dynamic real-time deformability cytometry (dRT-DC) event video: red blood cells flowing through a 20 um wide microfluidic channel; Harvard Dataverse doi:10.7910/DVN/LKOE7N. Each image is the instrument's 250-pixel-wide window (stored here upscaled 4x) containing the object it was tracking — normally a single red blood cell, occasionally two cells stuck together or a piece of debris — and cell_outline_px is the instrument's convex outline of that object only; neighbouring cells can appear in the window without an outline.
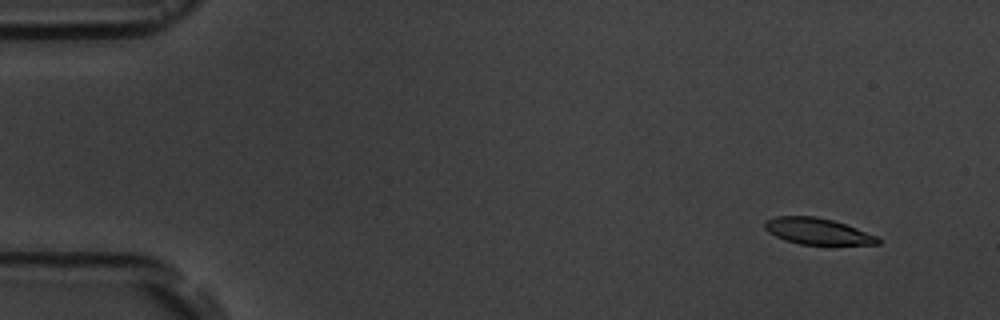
{"species": "common noctule bat (a hibernating species)", "species_latin": "Nyctalus noctula", "temperature_condition": "room temperature", "stored_images_in_passage": 6, "camera_frame_rate_fps": 3000, "um_per_image_px": 0.085, "animal": {"sex": "male", "body_mass_g": 19.5, "forearm_length_mm": 54.6}, "frame": {"image": 1, "passage_image": 2, "time_ms": 1.0, "image_size_px": [1000, 320], "cell_outline_px": [[880, 244], [828, 248], [800, 244], [784, 240], [768, 232], [764, 228], [764, 224], [768, 220], [776, 216], [816, 216], [832, 220], [880, 236]], "centroid_in_image_um": [69.6, 19.73], "position_along_channel_um": 15.4, "area_um2": 18.38}}
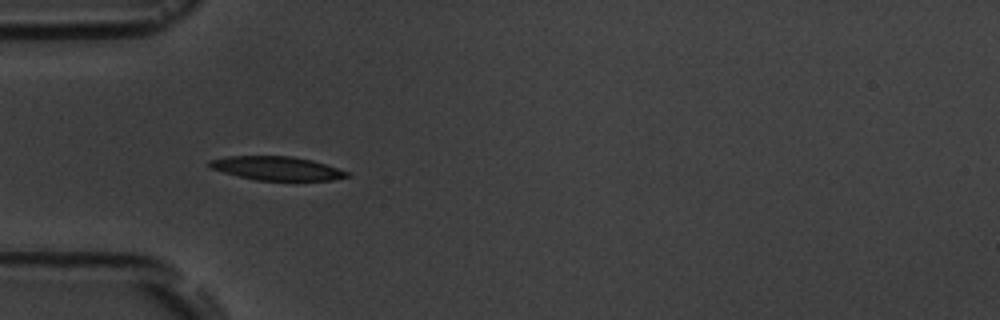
{"frame": {"image": 2, "passage_image": 5, "time_ms": 5.333, "image_size_px": [1000, 320], "cell_outline_px": [[352, 176], [332, 180], [256, 180], [208, 168], [208, 160], [228, 156], [292, 156], [312, 160], [348, 172]], "centroid_in_image_um": [23.5, 14.3], "position_along_channel_um": 61.5, "area_um2": 18.9}}
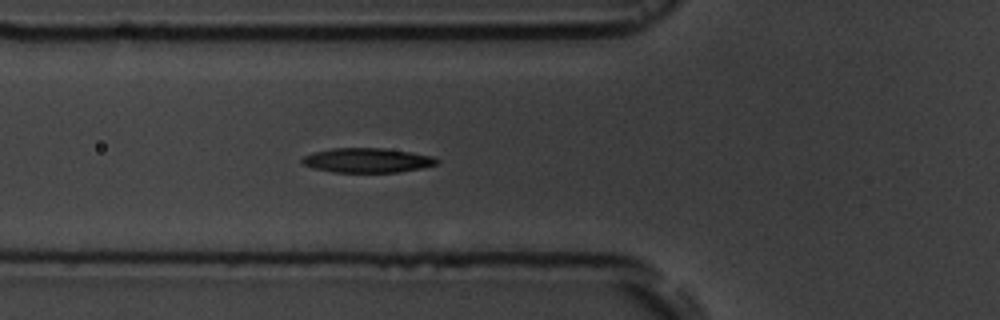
{"frame": {"image": 3, "passage_image": 6, "time_ms": 6.333, "image_size_px": [1000, 320], "cell_outline_px": [[440, 160], [436, 164], [420, 168], [400, 172], [332, 172], [312, 168], [304, 164], [300, 160], [304, 156], [312, 152], [332, 148], [384, 148], [412, 152], [432, 156]], "centroid_in_image_um": [31.19, 13.62], "position_along_channel_um": 94.6, "area_um2": 19.31}}